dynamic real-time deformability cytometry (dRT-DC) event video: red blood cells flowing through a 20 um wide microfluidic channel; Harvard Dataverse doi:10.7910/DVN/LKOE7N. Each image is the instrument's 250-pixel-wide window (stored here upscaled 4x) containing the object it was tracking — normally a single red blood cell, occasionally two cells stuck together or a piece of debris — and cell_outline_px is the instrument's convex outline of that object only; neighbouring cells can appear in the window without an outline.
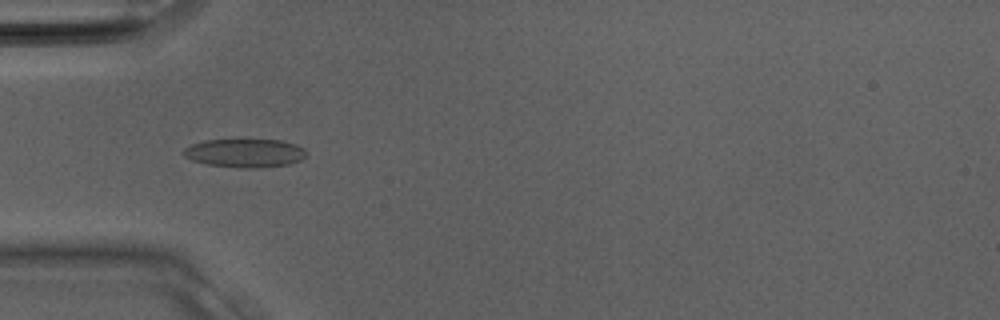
{"species": "Egyptian fruit bat (a non-hibernating species)", "species_latin": "Rousettus aegyptiacus", "temperature_condition": "room temperature", "stored_images_in_passage": 31, "camera_frame_rate_fps": 3000, "um_per_image_px": 0.085, "animal": {"sex": "male"}, "frame": {"image": 1, "passage_image": 10, "time_ms": 3.0, "image_size_px": [1000, 320], "cell_outline_px": [[308, 152], [300, 160], [292, 164], [260, 168], [240, 168], [208, 164], [192, 160], [184, 156], [180, 152], [184, 148], [192, 144], [204, 140], [280, 140], [296, 144], [304, 148]], "centroid_in_image_um": [20.83, 13.01], "position_along_channel_um": 64.2, "area_um2": 20.58}}
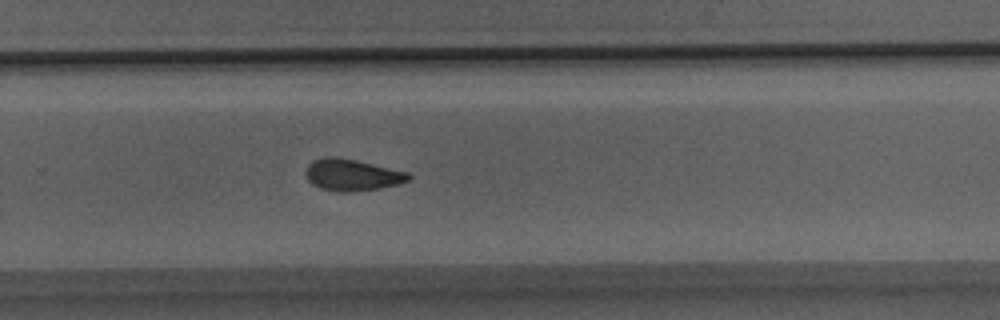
{"frame": {"image": 2, "passage_image": 21, "time_ms": 6.667, "image_size_px": [1000, 320], "cell_outline_px": [[412, 176], [408, 180], [396, 184], [380, 188], [352, 192], [340, 192], [320, 188], [312, 184], [304, 176], [304, 172], [308, 164], [312, 160], [324, 156], [336, 156], [356, 160], [408, 172]], "centroid_in_image_um": [29.86, 14.86], "position_along_channel_um": 299.9, "area_um2": 19.13}}
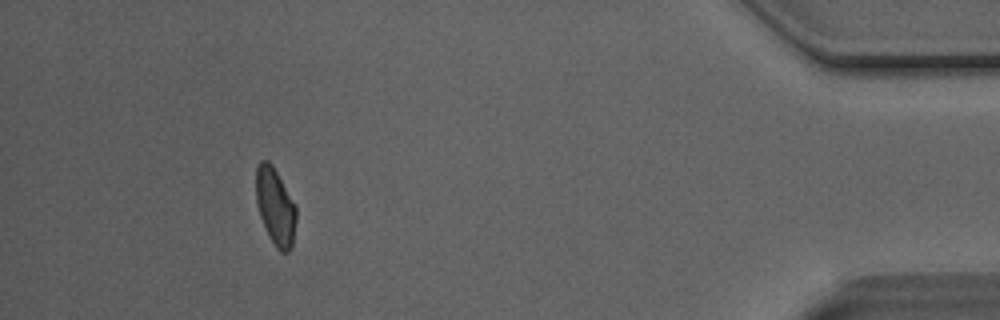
{"frame": {"image": 3, "passage_image": 29, "time_ms": 9.333, "image_size_px": [1000, 320], "cell_outline_px": [[296, 220], [292, 248], [288, 252], [280, 252], [276, 248], [260, 216], [256, 204], [256, 168], [260, 160], [268, 160], [272, 164], [296, 204]], "centroid_in_image_um": [23.41, 17.54], "position_along_channel_um": 411.8, "area_um2": 18.09}}